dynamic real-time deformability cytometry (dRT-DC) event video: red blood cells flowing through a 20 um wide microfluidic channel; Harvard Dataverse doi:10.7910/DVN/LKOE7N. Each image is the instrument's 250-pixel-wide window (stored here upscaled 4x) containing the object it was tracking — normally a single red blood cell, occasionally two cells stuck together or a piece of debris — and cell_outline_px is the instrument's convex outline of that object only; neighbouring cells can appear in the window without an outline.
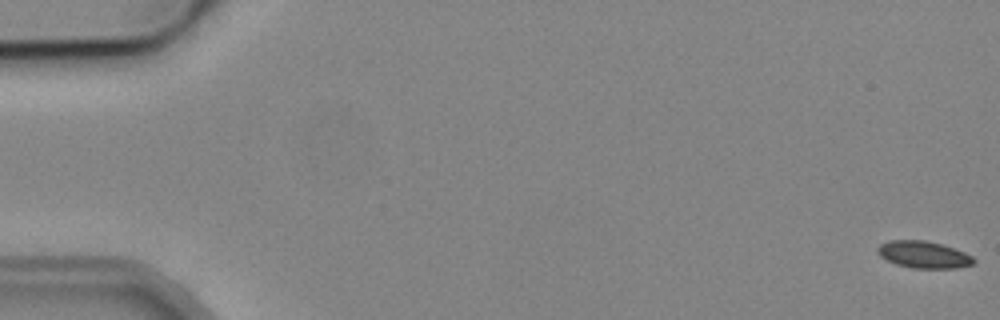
{"species": "common noctule bat (a hibernating species)", "species_latin": "Nyctalus noctula", "temperature_condition": "cold", "stored_images_in_passage": 7, "camera_frame_rate_fps": 3000, "um_per_image_px": 0.085, "animal": {"sex": "male", "body_mass_g": 19.2, "forearm_length_mm": 51.8}, "frame": {"image": 1, "passage_image": 1, "time_ms": 0.0, "image_size_px": [1000, 320], "cell_outline_px": [[976, 260], [972, 264], [956, 268], [912, 268], [896, 264], [880, 256], [876, 252], [876, 248], [880, 244], [888, 240], [924, 240], [940, 244], [964, 252], [972, 256]], "centroid_in_image_um": [78.47, 21.64], "position_along_channel_um": 6.5, "area_um2": 15.03}}
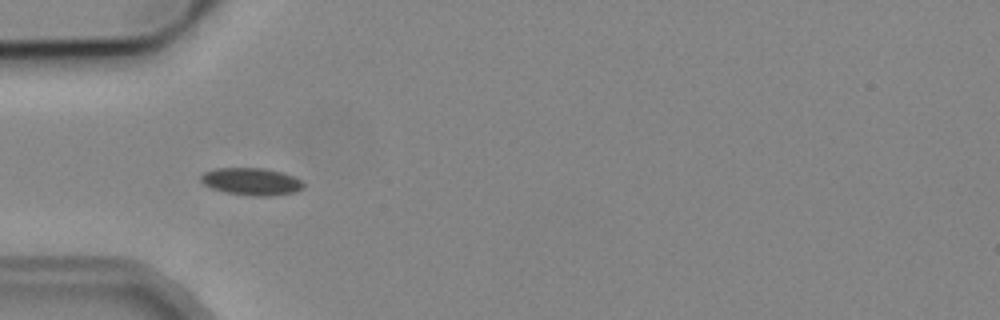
{"frame": {"image": 2, "passage_image": 6, "time_ms": 5.667, "image_size_px": [1000, 320], "cell_outline_px": [[304, 188], [296, 192], [272, 196], [252, 196], [224, 192], [212, 188], [204, 184], [200, 180], [200, 176], [204, 172], [216, 168], [264, 168], [284, 172], [300, 180], [304, 184]], "centroid_in_image_um": [21.38, 15.43], "position_along_channel_um": 63.6, "area_um2": 16.47}}